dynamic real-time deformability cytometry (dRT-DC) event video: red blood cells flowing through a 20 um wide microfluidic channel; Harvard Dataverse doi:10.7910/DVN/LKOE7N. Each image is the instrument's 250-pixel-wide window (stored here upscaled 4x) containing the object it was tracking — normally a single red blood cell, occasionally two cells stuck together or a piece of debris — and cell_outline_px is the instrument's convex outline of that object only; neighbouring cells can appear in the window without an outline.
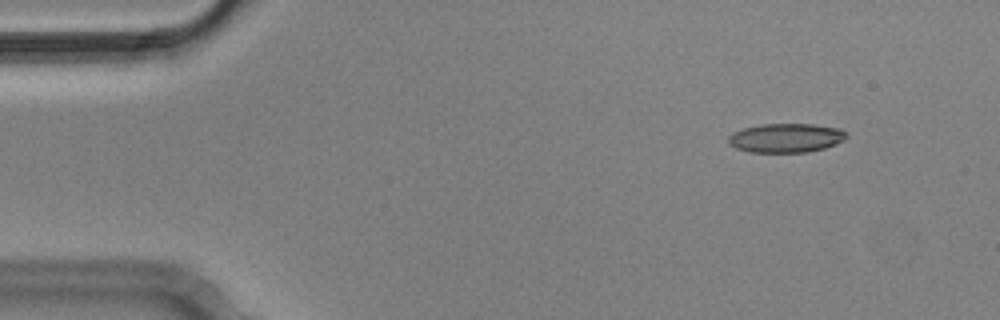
{"species": "Egyptian fruit bat (a non-hibernating species)", "species_latin": "Rousettus aegyptiacus", "temperature_condition": "cold", "stored_images_in_passage": 9, "camera_frame_rate_fps": 3000, "um_per_image_px": 0.085, "animal": {"sex": "male"}, "frame": {"image": 1, "passage_image": 2, "time_ms": 0.333, "image_size_px": [1000, 320], "cell_outline_px": [[848, 136], [844, 140], [836, 144], [824, 148], [808, 152], [748, 152], [736, 148], [728, 144], [728, 136], [744, 128], [760, 124], [812, 124], [840, 128], [848, 132]], "centroid_in_image_um": [66.84, 11.72], "position_along_channel_um": 18.2, "area_um2": 20.11}}
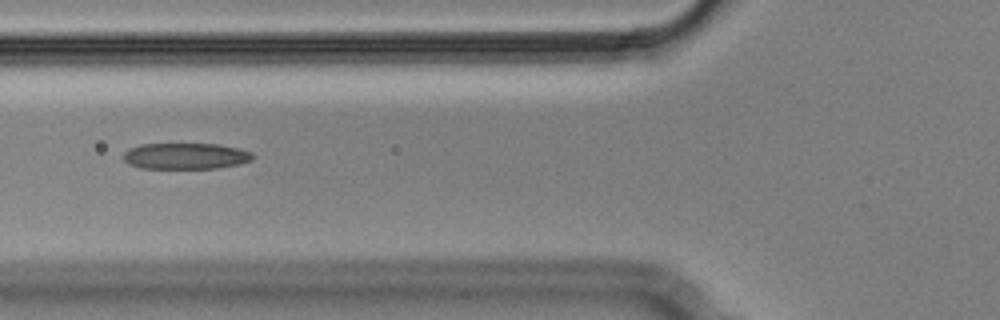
{"frame": {"image": 2, "passage_image": 6, "time_ms": 1.667, "image_size_px": [1000, 320], "cell_outline_px": [[252, 160], [240, 164], [216, 168], [140, 168], [128, 164], [124, 160], [124, 152], [140, 144], [216, 144], [240, 148], [252, 152]], "centroid_in_image_um": [15.79, 13.26], "position_along_channel_um": 110.0, "area_um2": 19.65}}
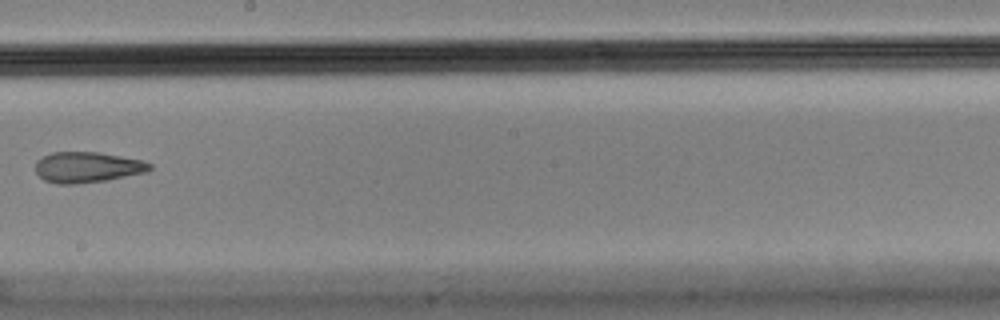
{"frame": {"image": 3, "passage_image": 9, "time_ms": 2.667, "image_size_px": [1000, 320], "cell_outline_px": [[152, 168], [148, 172], [108, 180], [76, 184], [56, 184], [44, 180], [36, 172], [36, 160], [52, 152], [100, 152], [140, 160], [152, 164]], "centroid_in_image_um": [7.43, 14.22], "position_along_channel_um": 240.8, "area_um2": 20.52}}